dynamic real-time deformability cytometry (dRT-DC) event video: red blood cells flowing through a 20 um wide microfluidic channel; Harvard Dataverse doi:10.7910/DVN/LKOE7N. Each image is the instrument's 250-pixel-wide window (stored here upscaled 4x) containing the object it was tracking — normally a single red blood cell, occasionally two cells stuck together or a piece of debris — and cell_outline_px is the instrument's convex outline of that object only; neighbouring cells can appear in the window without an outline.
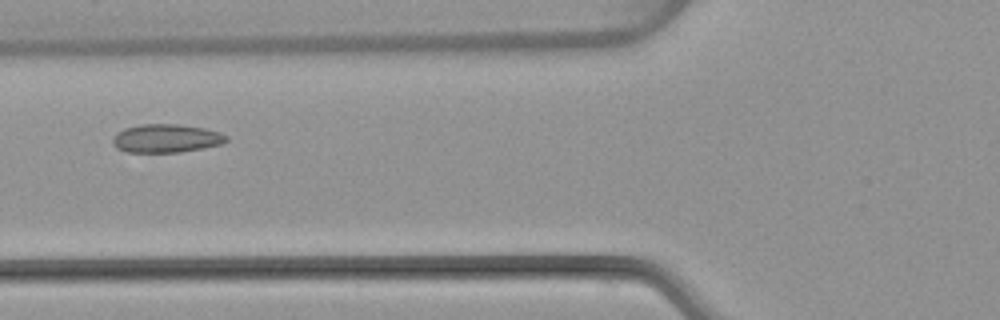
{"species": "common noctule bat (a hibernating species)", "species_latin": "Nyctalus noctula", "temperature_condition": "warm", "stored_images_in_passage": 5, "camera_frame_rate_fps": 3000, "um_per_image_px": 0.085, "animal": {"sex": "female", "body_mass_g": 22.7, "forearm_length_mm": 54.2}, "frame": {"image": 1, "passage_image": 5, "time_ms": 5.0, "image_size_px": [1000, 320], "cell_outline_px": [[228, 140], [220, 144], [180, 152], [128, 152], [116, 148], [112, 144], [112, 140], [116, 132], [124, 128], [140, 124], [180, 124], [204, 128], [220, 132], [228, 136]], "centroid_in_image_um": [14.09, 11.75], "position_along_channel_um": 111.7, "area_um2": 18.84}}